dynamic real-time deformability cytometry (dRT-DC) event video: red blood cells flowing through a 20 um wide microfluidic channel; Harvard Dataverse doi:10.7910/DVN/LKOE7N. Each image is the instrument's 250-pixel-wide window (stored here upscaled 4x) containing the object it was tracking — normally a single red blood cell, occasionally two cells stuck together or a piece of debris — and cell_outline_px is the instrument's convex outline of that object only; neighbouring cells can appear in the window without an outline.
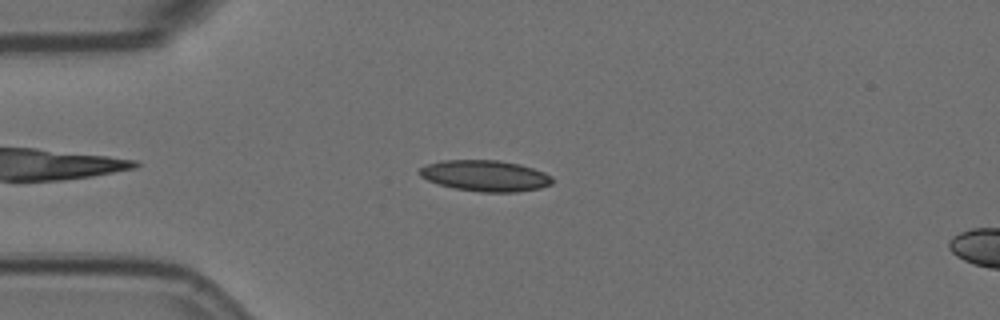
{"species": "Egyptian fruit bat (a non-hibernating species)", "species_latin": "Rousettus aegyptiacus", "temperature_condition": "room temperature", "stored_images_in_passage": 14, "camera_frame_rate_fps": 3000, "um_per_image_px": 0.085, "animal": {"sex": "female"}, "frame": {"image": 1, "passage_image": 3, "time_ms": 0.667, "image_size_px": [1000, 320], "cell_outline_px": [[552, 184], [540, 188], [516, 192], [480, 192], [452, 188], [436, 184], [420, 176], [420, 168], [428, 164], [444, 160], [496, 160], [520, 164], [544, 172], [552, 176]], "centroid_in_image_um": [41.25, 14.95], "position_along_channel_um": 43.8, "area_um2": 24.04}}
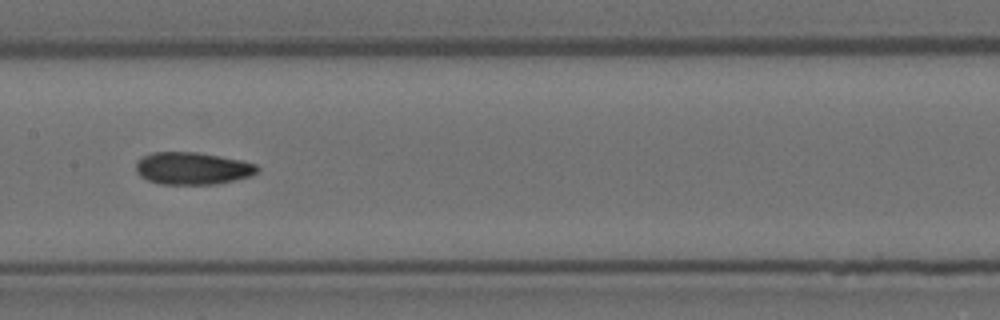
{"frame": {"image": 2, "passage_image": 7, "time_ms": 2.0, "image_size_px": [1000, 320], "cell_outline_px": [[260, 168], [252, 176], [216, 184], [160, 184], [148, 180], [140, 176], [136, 172], [136, 160], [140, 156], [152, 152], [196, 152], [220, 156], [240, 160], [256, 164]], "centroid_in_image_um": [16.33, 14.3], "position_along_channel_um": 191.1, "area_um2": 23.0}}
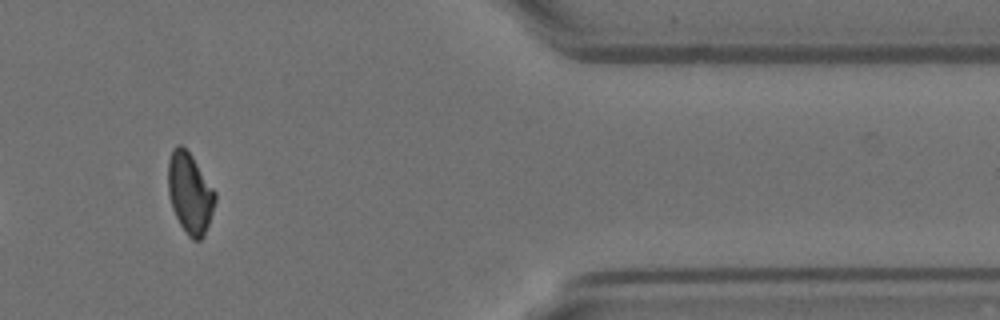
{"frame": {"image": 3, "passage_image": 12, "time_ms": 3.667, "image_size_px": [1000, 320], "cell_outline_px": [[216, 200], [204, 236], [200, 240], [192, 240], [188, 236], [180, 224], [172, 208], [168, 192], [168, 160], [172, 148], [176, 144], [180, 144], [192, 156], [216, 192]], "centroid_in_image_um": [16.13, 16.41], "position_along_channel_um": 395.3, "area_um2": 22.08}}